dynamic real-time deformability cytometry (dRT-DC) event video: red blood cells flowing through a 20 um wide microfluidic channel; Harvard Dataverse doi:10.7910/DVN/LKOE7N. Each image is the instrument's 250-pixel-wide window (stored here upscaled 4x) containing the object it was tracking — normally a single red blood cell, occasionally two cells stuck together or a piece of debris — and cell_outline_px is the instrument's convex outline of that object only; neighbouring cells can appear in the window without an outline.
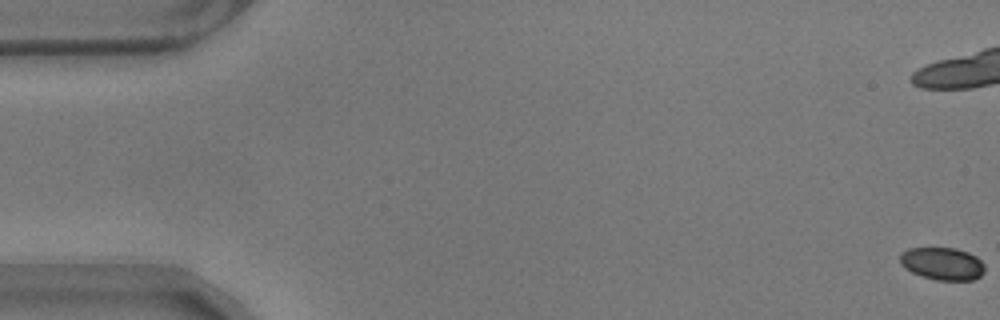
{"species": "common noctule bat (a hibernating species)", "species_latin": "Nyctalus noctula", "temperature_condition": "warm", "stored_images_in_passage": 49, "camera_frame_rate_fps": 3000, "um_per_image_px": 0.085, "animal": {"sex": "male", "body_mass_g": 17.9}, "frame": {"image": 1, "passage_image": 1, "time_ms": 0.0, "image_size_px": [1000, 320], "cell_outline_px": [[984, 272], [980, 276], [972, 280], [936, 280], [920, 276], [904, 268], [900, 264], [900, 252], [908, 248], [956, 248], [968, 252], [976, 256], [984, 264]], "centroid_in_image_um": [80.08, 22.41], "position_along_channel_um": 4.9, "area_um2": 16.24}, "authors_computed_cell_mechanics": {"area_um2": 18.8428, "velocity_mm_per_s": 3.504, "shape_relaxation_time_tau1_ms": 3.9336, "shape_relaxation_time_tau2_ms": 3.9925, "deformation_change_tau1": 0.1042, "deformation_change_tau2": 0.0863}}